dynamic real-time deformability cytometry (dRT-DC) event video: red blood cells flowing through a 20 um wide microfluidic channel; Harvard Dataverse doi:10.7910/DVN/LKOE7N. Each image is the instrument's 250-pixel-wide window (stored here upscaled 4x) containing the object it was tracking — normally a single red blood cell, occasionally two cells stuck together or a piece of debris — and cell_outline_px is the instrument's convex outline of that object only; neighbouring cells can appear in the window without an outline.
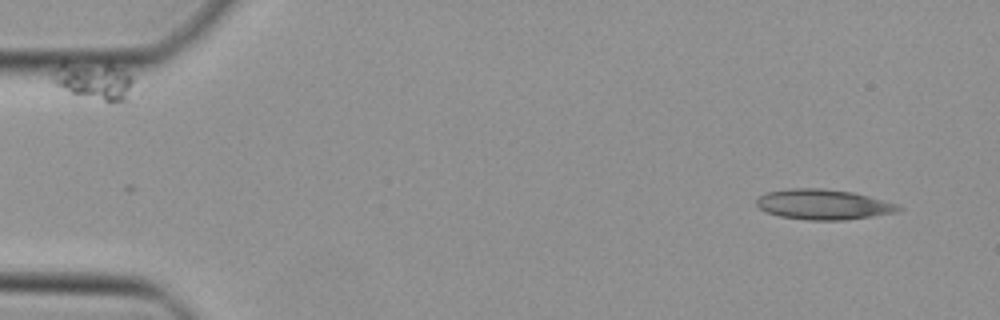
{"species": "Egyptian fruit bat (a non-hibernating species)", "species_latin": "Rousettus aegyptiacus", "temperature_condition": "cold", "stored_images_in_passage": 8, "segment_of_instrument_passage": [1, 2], "camera_frame_rate_fps": 3000, "um_per_image_px": 0.085, "animal": {"sex": "female"}, "frame": {"image": 1, "passage_image": 1, "time_ms": 0.0, "image_size_px": [1000, 320], "cell_outline_px": [[904, 208], [896, 212], [872, 216], [844, 220], [808, 220], [780, 216], [768, 212], [760, 208], [756, 204], [756, 200], [760, 196], [768, 192], [788, 188], [824, 188], [852, 192], [900, 204]], "centroid_in_image_um": [70.02, 17.37], "position_along_channel_um": 15.0, "area_um2": 24.97}}